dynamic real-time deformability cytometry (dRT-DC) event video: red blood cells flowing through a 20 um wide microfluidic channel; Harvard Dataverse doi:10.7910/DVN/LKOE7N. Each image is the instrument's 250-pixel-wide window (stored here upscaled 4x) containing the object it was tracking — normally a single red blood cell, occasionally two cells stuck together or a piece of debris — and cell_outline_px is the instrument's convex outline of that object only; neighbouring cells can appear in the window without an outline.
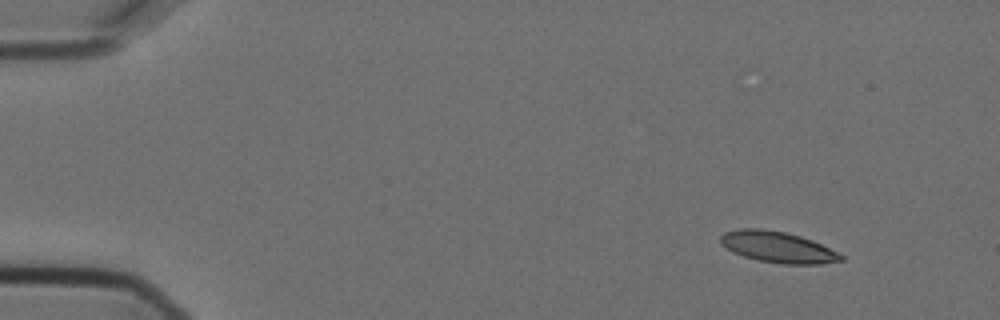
{"species": "Egyptian fruit bat (a non-hibernating species)", "species_latin": "Rousettus aegyptiacus", "temperature_condition": "cold", "stored_images_in_passage": 4, "camera_frame_rate_fps": 3000, "um_per_image_px": 0.085, "animal": {"sex": "female"}, "frame": {"image": 1, "passage_image": 1, "time_ms": 0.0, "image_size_px": [1000, 320], "cell_outline_px": [[844, 260], [820, 264], [784, 264], [760, 260], [744, 256], [732, 252], [720, 244], [720, 236], [724, 232], [740, 228], [760, 228], [784, 232], [800, 236], [812, 240], [844, 256]], "centroid_in_image_um": [66.07, 20.99], "position_along_channel_um": 18.9, "area_um2": 21.68}}
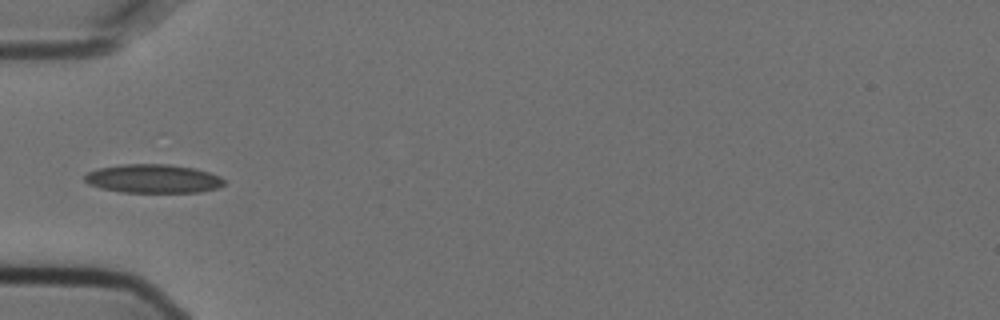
{"frame": {"image": 2, "passage_image": 4, "time_ms": 1.0, "image_size_px": [1000, 320], "cell_outline_px": [[224, 184], [216, 188], [200, 192], [120, 192], [100, 188], [88, 184], [84, 180], [84, 176], [88, 172], [100, 168], [120, 164], [168, 164], [196, 168], [220, 176], [224, 180]], "centroid_in_image_um": [13.0, 15.18], "position_along_channel_um": 72.0, "area_um2": 23.35}}